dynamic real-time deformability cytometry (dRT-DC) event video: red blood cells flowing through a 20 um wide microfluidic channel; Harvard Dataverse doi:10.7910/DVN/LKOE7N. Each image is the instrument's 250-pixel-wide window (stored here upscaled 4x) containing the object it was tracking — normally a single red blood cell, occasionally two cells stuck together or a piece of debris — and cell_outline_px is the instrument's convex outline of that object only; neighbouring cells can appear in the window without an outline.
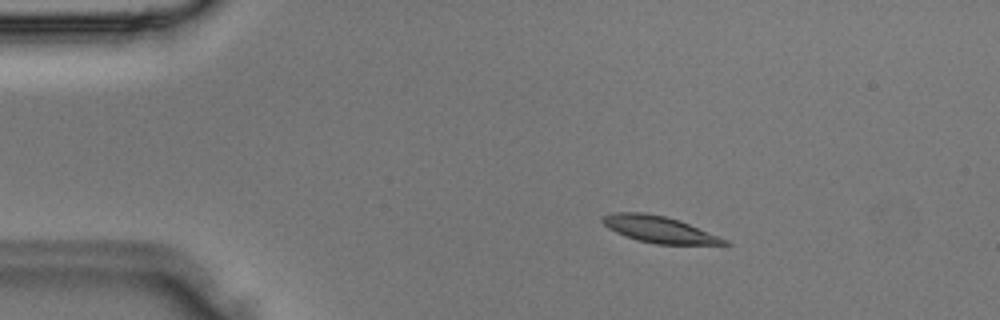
{"species": "Egyptian fruit bat (a non-hibernating species)", "species_latin": "Rousettus aegyptiacus", "temperature_condition": "room temperature", "stored_images_in_passage": 2, "camera_frame_rate_fps": 3000, "um_per_image_px": 0.085, "animal": {"sex": "male"}, "frame": {"image": 1, "passage_image": 1, "time_ms": 0.0, "image_size_px": [1000, 320], "cell_outline_px": [[732, 244], [656, 244], [636, 240], [624, 236], [608, 228], [600, 220], [600, 216], [616, 212], [644, 212], [664, 216], [680, 220], [728, 240]], "centroid_in_image_um": [55.98, 19.49], "position_along_channel_um": 29.0, "area_um2": 18.84}}